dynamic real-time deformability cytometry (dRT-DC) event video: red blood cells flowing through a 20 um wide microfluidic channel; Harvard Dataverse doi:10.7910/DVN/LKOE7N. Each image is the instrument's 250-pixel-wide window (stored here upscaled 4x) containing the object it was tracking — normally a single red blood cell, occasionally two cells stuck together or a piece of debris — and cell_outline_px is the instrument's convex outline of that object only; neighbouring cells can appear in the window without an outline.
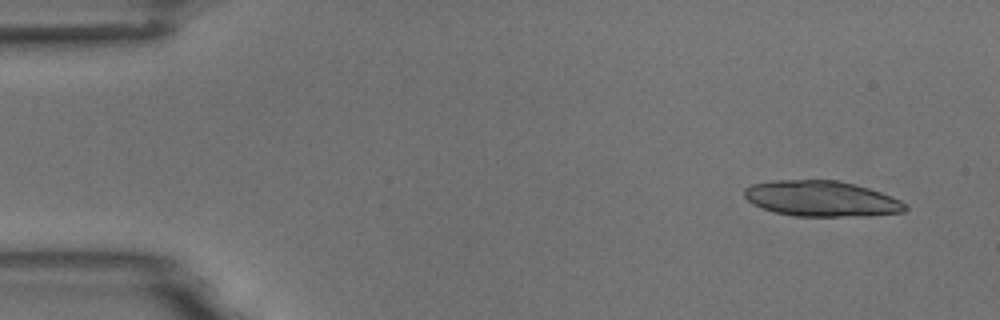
{"species": "common noctule bat (a hibernating species)", "species_latin": "Nyctalus noctula", "temperature_condition": "room temperature", "stored_images_in_passage": 5, "camera_frame_rate_fps": 3000, "um_per_image_px": 0.085, "animal": {"sex": "male", "body_mass_g": 18.8}, "frame": {"image": 1, "passage_image": 1, "time_ms": 0.0, "image_size_px": [1000, 320], "cell_outline_px": [[908, 208], [904, 212], [872, 216], [796, 216], [772, 212], [752, 204], [744, 196], [744, 188], [752, 184], [772, 180], [836, 180], [856, 184], [892, 196], [900, 200]], "centroid_in_image_um": [69.81, 16.89], "position_along_channel_um": 15.2, "area_um2": 33.64}}
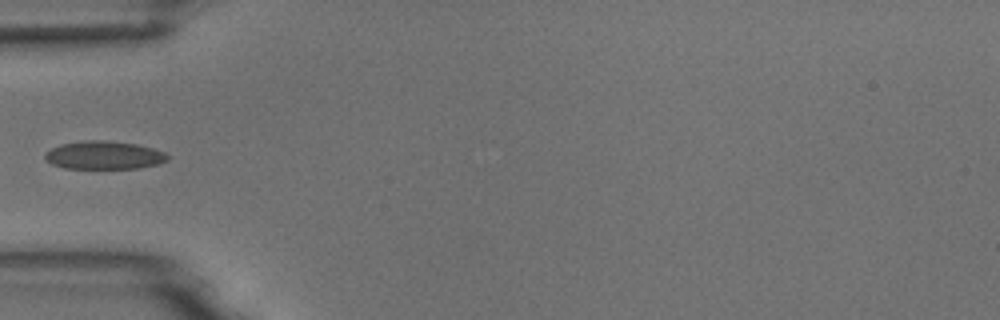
{"frame": {"image": 2, "passage_image": 5, "time_ms": 4.667, "image_size_px": [1000, 320], "cell_outline_px": [[168, 160], [160, 164], [140, 168], [64, 168], [52, 164], [44, 160], [44, 152], [60, 144], [84, 140], [104, 140], [136, 144], [152, 148], [164, 152], [168, 156]], "centroid_in_image_um": [8.82, 13.19], "position_along_channel_um": 76.2, "area_um2": 20.23}}